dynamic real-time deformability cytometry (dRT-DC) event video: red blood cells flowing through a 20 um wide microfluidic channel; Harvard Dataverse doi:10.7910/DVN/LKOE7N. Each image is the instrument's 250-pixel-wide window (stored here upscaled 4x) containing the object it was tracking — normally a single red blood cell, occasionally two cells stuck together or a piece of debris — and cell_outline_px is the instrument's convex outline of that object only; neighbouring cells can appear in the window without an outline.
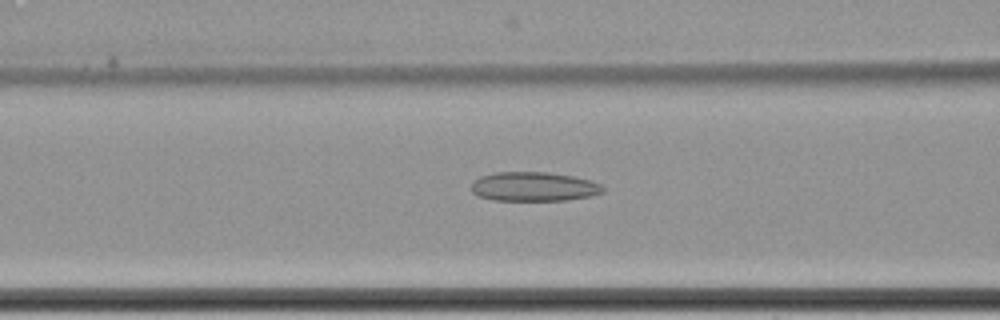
{"species": "common noctule bat (a hibernating species)", "species_latin": "Nyctalus noctula", "temperature_condition": "cold", "stored_images_in_passage": 65, "camera_frame_rate_fps": 3000, "um_per_image_px": 0.085, "animal": {"sex": "female", "body_mass_g": 22.7, "forearm_length_mm": 54.2}, "frame": {"image": 1, "passage_image": 30, "time_ms": 9.667, "image_size_px": [1000, 320], "cell_outline_px": [[604, 192], [592, 196], [564, 200], [492, 200], [476, 196], [472, 192], [472, 184], [480, 176], [496, 172], [548, 172], [572, 176], [592, 180], [600, 184], [604, 188]], "centroid_in_image_um": [45.38, 15.86], "position_along_channel_um": 121.2, "area_um2": 22.48}}
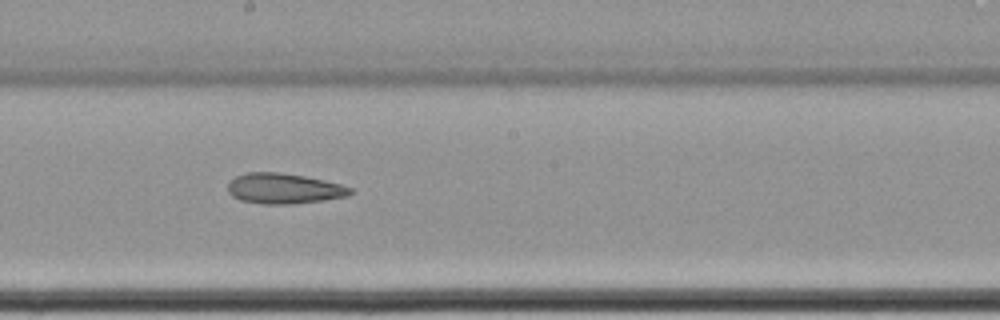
{"frame": {"image": 2, "passage_image": 39, "time_ms": 12.667, "image_size_px": [1000, 320], "cell_outline_px": [[352, 192], [348, 196], [324, 200], [292, 204], [264, 204], [240, 200], [232, 196], [228, 192], [228, 184], [236, 176], [248, 172], [280, 172], [304, 176], [324, 180], [340, 184], [352, 188]], "centroid_in_image_um": [24.13, 16.03], "position_along_channel_um": 224.1, "area_um2": 21.68}}
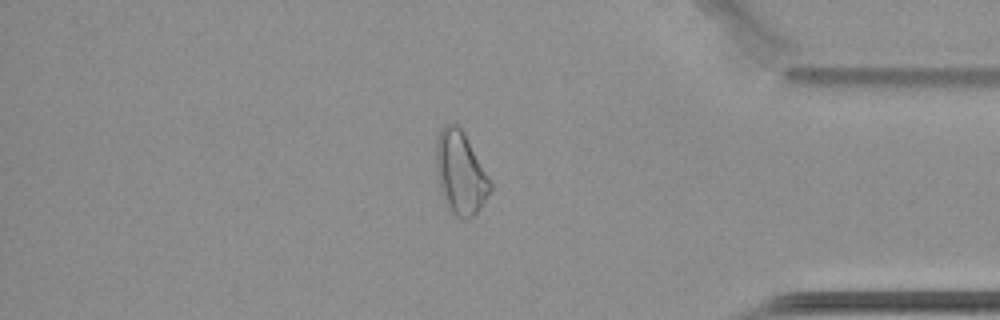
{"frame": {"image": 3, "passage_image": 56, "time_ms": 18.333, "image_size_px": [1000, 320], "cell_outline_px": [[492, 188], [480, 208], [468, 220], [464, 220], [456, 216], [448, 208], [440, 192], [436, 168], [436, 140], [440, 128], [444, 124], [456, 124], [464, 132], [492, 184]], "centroid_in_image_um": [39.11, 14.7], "position_along_channel_um": 396.1, "area_um2": 26.07}, "authors_computed_cell_mechanics": {"area_um2": 26.4724, "velocity_mm_per_s": 3.428, "shape_relaxation_time_tau1_ms": null, "shape_relaxation_time_tau2_ms": 7.5812, "deformation_change_tau1": null, "deformation_change_tau2": 0.1517}}